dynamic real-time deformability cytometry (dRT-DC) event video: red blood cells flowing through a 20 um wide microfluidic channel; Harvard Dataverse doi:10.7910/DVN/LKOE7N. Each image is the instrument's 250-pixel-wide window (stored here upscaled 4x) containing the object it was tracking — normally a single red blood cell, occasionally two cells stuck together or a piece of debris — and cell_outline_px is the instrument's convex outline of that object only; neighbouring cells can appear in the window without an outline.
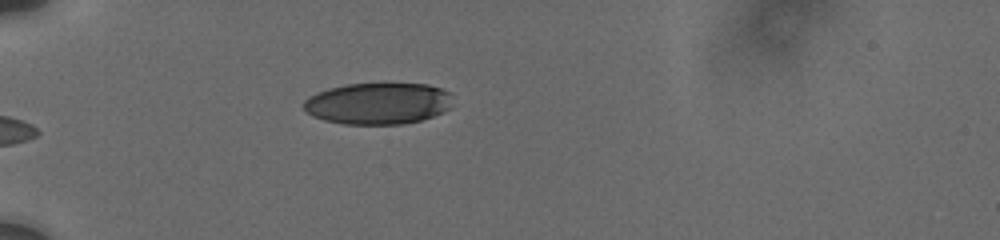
{"species": "human", "species_latin": "Homo sapiens", "temperature_condition": "cold", "stored_images_in_passage": 36, "camera_frame_rate_fps": 3000, "um_per_image_px": 0.085, "donor": {"sex": "male"}, "frame": {"image": 1, "passage_image": 1, "time_ms": 0.0, "image_size_px": [1000, 240], "cell_outline_px": [[452, 92], [448, 108], [444, 112], [420, 120], [404, 124], [344, 124], [324, 120], [312, 116], [304, 108], [304, 100], [308, 96], [316, 92], [328, 88], [348, 84], [428, 84]], "centroid_in_image_um": [32.12, 8.79], "position_along_channel_um": 52.9, "area_um2": 36.07}}
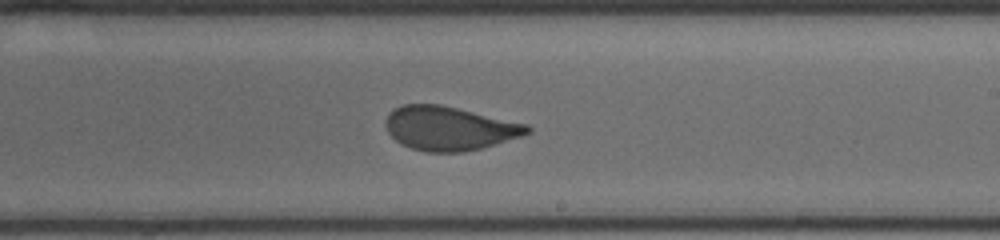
{"frame": {"image": 2, "passage_image": 22, "time_ms": 4.333, "image_size_px": [1000, 240], "cell_outline_px": [[532, 132], [520, 136], [480, 148], [464, 152], [428, 152], [412, 148], [400, 144], [388, 132], [384, 124], [388, 112], [404, 104], [440, 104], [528, 124], [532, 128]], "centroid_in_image_um": [38.17, 10.9], "position_along_channel_um": 250.8, "area_um2": 36.13}}
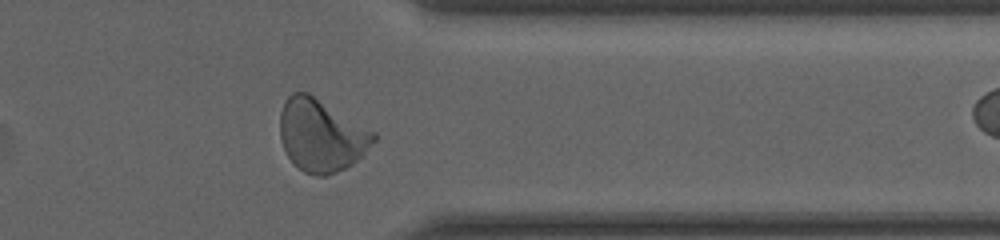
{"frame": {"image": 3, "passage_image": 34, "time_ms": 8.0, "image_size_px": [1000, 240], "cell_outline_px": [[376, 140], [364, 156], [352, 164], [336, 172], [324, 176], [316, 176], [304, 172], [288, 156], [284, 148], [280, 136], [280, 112], [284, 100], [292, 92], [308, 92], [376, 132]], "centroid_in_image_um": [27.33, 11.49], "position_along_channel_um": 384.1, "area_um2": 39.65}}